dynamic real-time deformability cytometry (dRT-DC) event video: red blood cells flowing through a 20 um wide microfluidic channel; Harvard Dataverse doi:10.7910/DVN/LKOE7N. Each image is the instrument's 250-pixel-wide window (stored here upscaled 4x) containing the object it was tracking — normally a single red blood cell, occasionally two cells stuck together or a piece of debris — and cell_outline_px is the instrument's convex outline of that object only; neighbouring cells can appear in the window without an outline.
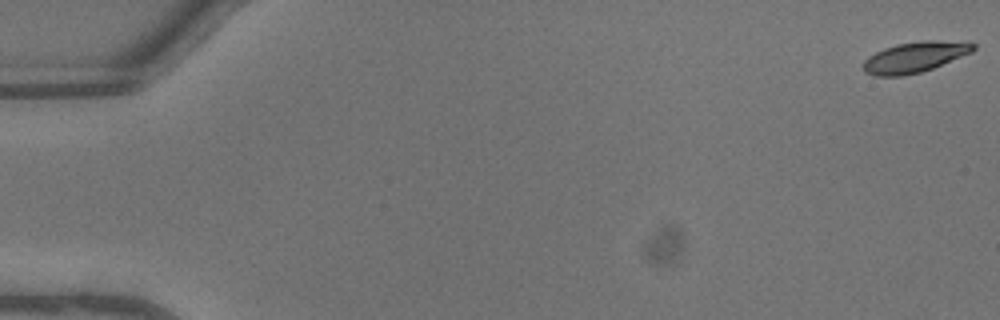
{"species": "common noctule bat (a hibernating species)", "species_latin": "Nyctalus noctula", "temperature_condition": "warm", "stored_images_in_passage": 46, "camera_frame_rate_fps": 3000, "um_per_image_px": 0.085, "animal": {"sex": "male", "body_mass_g": 13.3}, "frame": {"image": 1, "passage_image": 1, "time_ms": 0.0, "image_size_px": [1000, 320], "cell_outline_px": [[976, 48], [972, 52], [932, 68], [920, 72], [904, 76], [876, 76], [864, 72], [864, 60], [868, 56], [884, 48], [896, 44], [920, 40], [968, 40], [976, 44]], "centroid_in_image_um": [77.81, 4.82], "position_along_channel_um": 7.2, "area_um2": 19.94}}
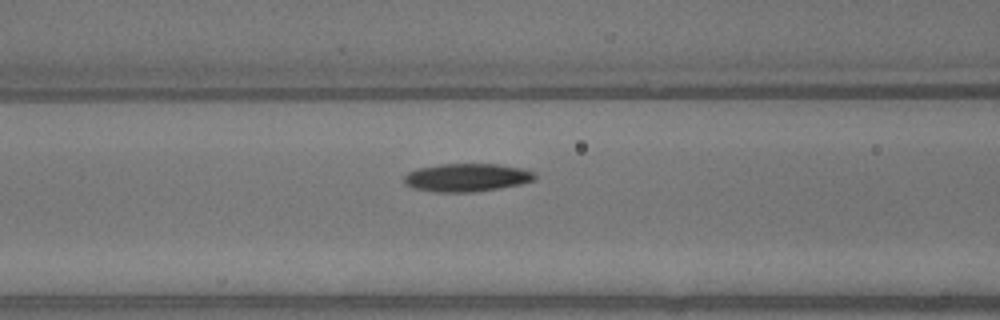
{"frame": {"image": 2, "passage_image": 20, "time_ms": 6.333, "image_size_px": [1000, 320], "cell_outline_px": [[536, 180], [520, 184], [500, 188], [476, 192], [432, 192], [412, 188], [404, 184], [404, 176], [408, 172], [416, 168], [440, 164], [500, 164], [520, 168], [536, 172]], "centroid_in_image_um": [39.66, 15.09], "position_along_channel_um": 126.9, "area_um2": 21.73}}
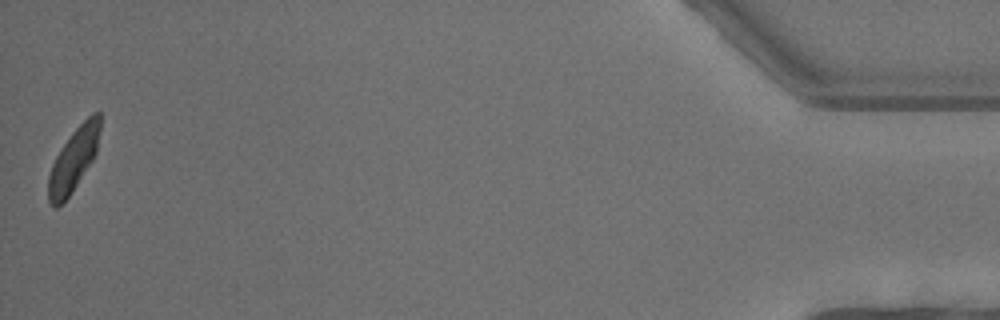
{"frame": {"image": 3, "passage_image": 46, "time_ms": 15.0, "image_size_px": [1000, 320], "cell_outline_px": [[100, 128], [96, 152], [92, 160], [68, 196], [56, 208], [48, 200], [48, 176], [52, 164], [60, 148], [72, 132], [92, 112], [100, 112]], "centroid_in_image_um": [6.24, 13.52], "position_along_channel_um": 429.0, "area_um2": 18.55}, "authors_computed_cell_mechanics": {"area_um2": 20.519, "velocity_mm_per_s": 4.5733, "shape_relaxation_time_tau1_ms": 2.3618, "shape_relaxation_time_tau2_ms": null, "deformation_change_tau1": 0.1288, "deformation_change_tau2": null}}